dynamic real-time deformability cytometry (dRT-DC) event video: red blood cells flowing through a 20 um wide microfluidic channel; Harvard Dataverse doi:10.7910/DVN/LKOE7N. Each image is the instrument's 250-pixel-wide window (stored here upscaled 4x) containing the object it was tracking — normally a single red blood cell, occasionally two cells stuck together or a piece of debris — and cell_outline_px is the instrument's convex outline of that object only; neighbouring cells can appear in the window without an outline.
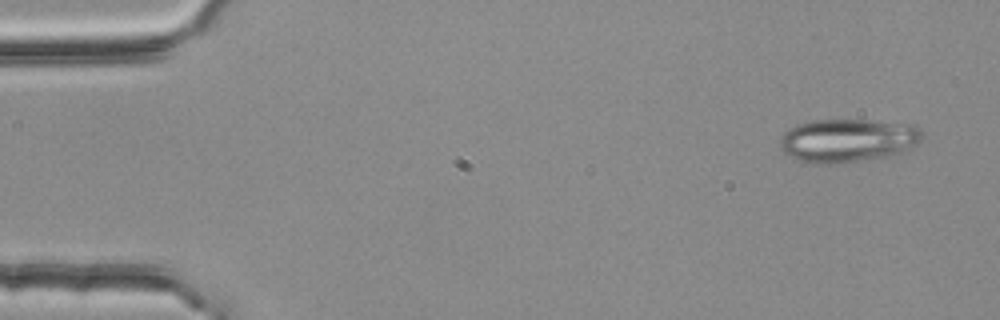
{"species": "common noctule bat (a hibernating species)", "species_latin": "Nyctalus noctula", "temperature_condition": "room temperature", "stored_images_in_passage": 4, "camera_frame_rate_fps": 3000, "um_per_image_px": 0.085, "animal": {"sex": "female", "body_mass_g": 25.1}, "frame": {"image": 1, "passage_image": 4, "time_ms": 1.0, "image_size_px": [1000, 320], "cell_outline_px": [[924, 136], [912, 148], [904, 152], [888, 156], [836, 164], [812, 164], [800, 160], [784, 152], [780, 148], [780, 140], [784, 132], [788, 128], [812, 120], [868, 120], [916, 124], [924, 132]], "centroid_in_image_um": [72.11, 11.93], "position_along_channel_um": 12.9, "area_um2": 36.3}}